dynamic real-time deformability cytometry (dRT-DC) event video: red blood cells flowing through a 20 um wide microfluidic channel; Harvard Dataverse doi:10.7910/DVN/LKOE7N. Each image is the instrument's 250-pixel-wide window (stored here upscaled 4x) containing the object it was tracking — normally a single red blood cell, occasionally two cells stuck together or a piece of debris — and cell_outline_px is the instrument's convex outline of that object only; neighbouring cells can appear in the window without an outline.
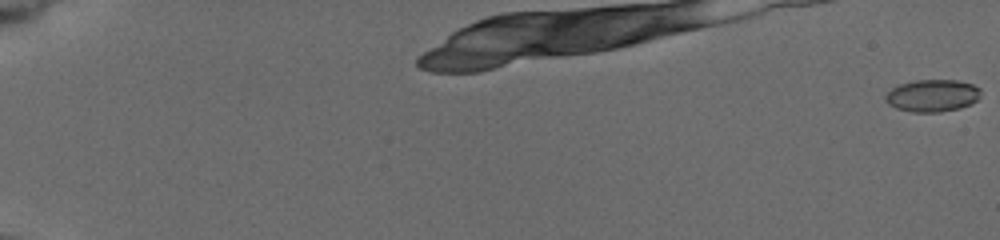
{"species": "common noctule bat (a hibernating species)", "species_latin": "Nyctalus noctula", "temperature_condition": "cold", "stored_images_in_passage": 57, "camera_frame_rate_fps": 3000, "um_per_image_px": 0.085, "animal": {"sex": "female", "body_mass_g": 19.5, "forearm_length_mm": 54.1}, "frame": {"image": 1, "passage_image": 1, "time_ms": 0.0, "image_size_px": [1000, 240], "cell_outline_px": [[980, 96], [972, 104], [960, 108], [940, 112], [912, 112], [896, 108], [888, 104], [884, 100], [884, 96], [892, 88], [900, 84], [916, 80], [956, 80], [972, 84], [980, 88]], "centroid_in_image_um": [79.25, 8.13], "position_along_channel_um": 5.8, "area_um2": 17.98}}
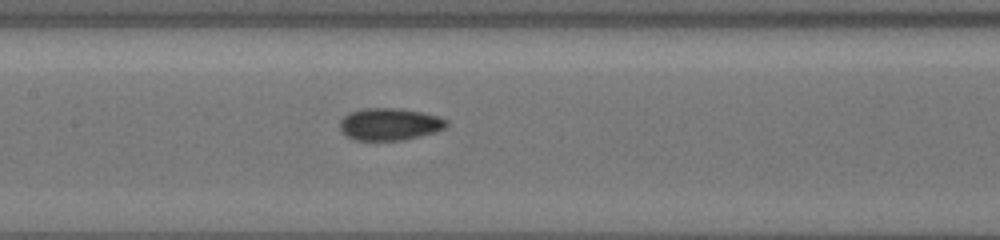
{"frame": {"image": 2, "passage_image": 31, "time_ms": 10.333, "image_size_px": [1000, 240], "cell_outline_px": [[448, 124], [444, 128], [436, 132], [404, 140], [356, 140], [340, 132], [340, 120], [348, 112], [364, 108], [396, 108], [420, 112], [440, 116], [448, 120]], "centroid_in_image_um": [33.11, 10.55], "position_along_channel_um": 174.3, "area_um2": 20.11}}
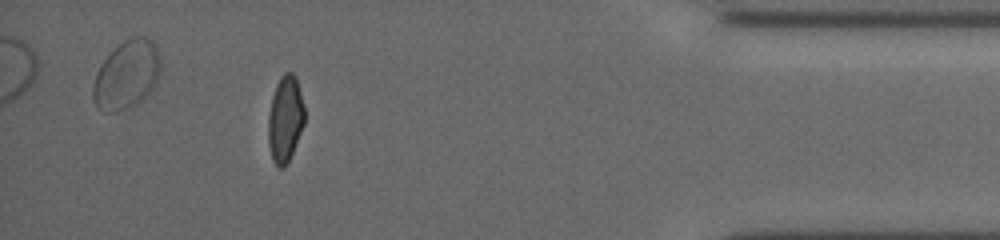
{"frame": {"image": 3, "passage_image": 52, "time_ms": 17.667, "image_size_px": [1000, 240], "cell_outline_px": [[304, 124], [292, 152], [284, 168], [280, 168], [272, 160], [268, 144], [268, 116], [272, 96], [276, 84], [280, 76], [284, 72], [292, 72], [296, 76], [304, 108]], "centroid_in_image_um": [24.22, 10.09], "position_along_channel_um": 411.0, "area_um2": 18.21}, "authors_computed_cell_mechanics": {"area_um2": 18.5538, "velocity_mm_per_s": 3.7579, "shape_relaxation_time_tau1_ms": 6.1025, "shape_relaxation_time_tau2_ms": 2.1963, "deformation_change_tau1": 0.1448, "deformation_change_tau2": 0.0542}}